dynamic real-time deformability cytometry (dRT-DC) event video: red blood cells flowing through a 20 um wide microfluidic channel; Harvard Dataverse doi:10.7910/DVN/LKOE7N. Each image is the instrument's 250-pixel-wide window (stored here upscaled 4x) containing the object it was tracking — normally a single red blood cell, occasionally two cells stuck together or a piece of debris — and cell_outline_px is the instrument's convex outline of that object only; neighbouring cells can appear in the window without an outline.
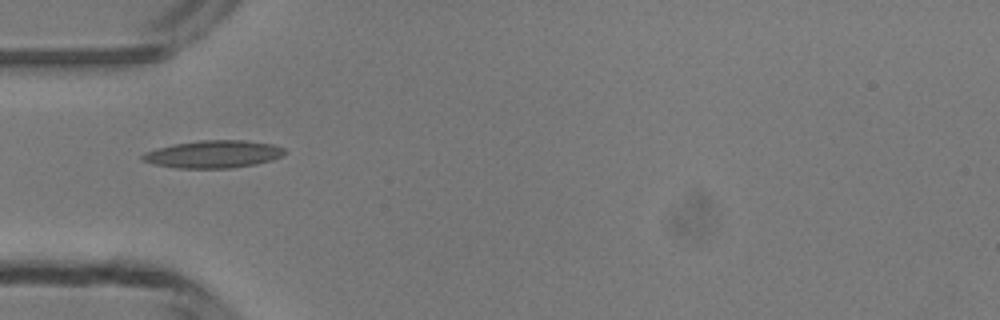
{"species": "common noctule bat (a hibernating species)", "species_latin": "Nyctalus noctula", "temperature_condition": "room temperature", "stored_images_in_passage": 6, "camera_frame_rate_fps": 3000, "um_per_image_px": 0.085, "animal": {"sex": "male", "body_mass_g": 13.3}, "frame": {"image": 1, "passage_image": 5, "time_ms": 5.667, "image_size_px": [1000, 320], "cell_outline_px": [[284, 156], [272, 160], [256, 164], [232, 168], [176, 168], [152, 164], [140, 160], [140, 156], [144, 152], [172, 144], [200, 140], [244, 140], [272, 144], [284, 148]], "centroid_in_image_um": [18.1, 13.11], "position_along_channel_um": 66.9, "area_um2": 23.0}}
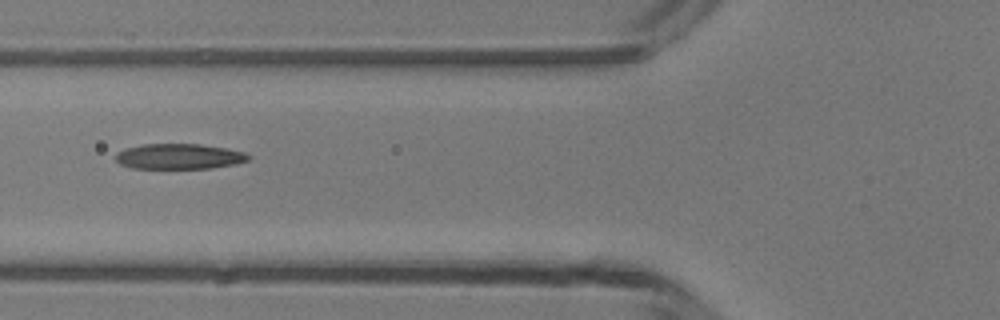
{"frame": {"image": 2, "passage_image": 6, "time_ms": 6.667, "image_size_px": [1000, 320], "cell_outline_px": [[252, 156], [248, 160], [236, 164], [212, 168], [132, 168], [120, 164], [116, 160], [116, 152], [124, 148], [144, 144], [200, 144], [228, 148], [244, 152]], "centroid_in_image_um": [15.24, 13.29], "position_along_channel_um": 110.6, "area_um2": 19.77}}